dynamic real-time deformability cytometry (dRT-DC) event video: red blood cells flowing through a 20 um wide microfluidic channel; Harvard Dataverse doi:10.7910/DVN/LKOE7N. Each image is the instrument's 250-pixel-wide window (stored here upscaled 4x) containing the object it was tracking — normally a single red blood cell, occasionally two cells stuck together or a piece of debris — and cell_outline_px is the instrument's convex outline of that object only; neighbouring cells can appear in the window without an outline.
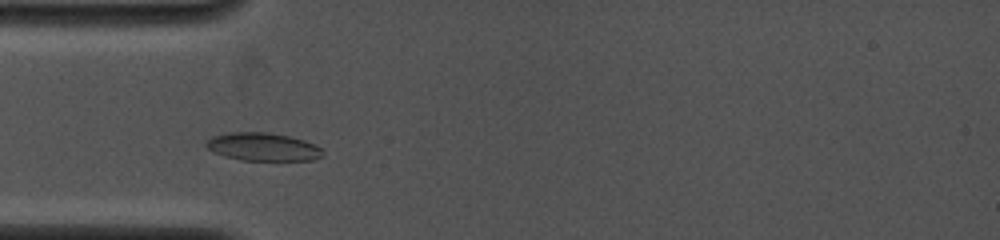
{"species": "common noctule bat (a hibernating species)", "species_latin": "Nyctalus noctula", "temperature_condition": "cold", "stored_images_in_passage": 4, "camera_frame_rate_fps": 4000, "um_per_image_px": 0.085, "animal": {"sex": "female", "body_mass_g": 19.0, "forearm_length_mm": 53.3}, "frame": {"image": 1, "passage_image": 3, "time_ms": 1.5, "image_size_px": [1000, 240], "cell_outline_px": [[324, 156], [312, 160], [240, 160], [224, 156], [208, 148], [204, 144], [212, 136], [228, 132], [268, 132], [288, 136], [304, 140], [320, 148]], "centroid_in_image_um": [22.33, 12.48], "position_along_channel_um": 62.7, "area_um2": 18.9}}